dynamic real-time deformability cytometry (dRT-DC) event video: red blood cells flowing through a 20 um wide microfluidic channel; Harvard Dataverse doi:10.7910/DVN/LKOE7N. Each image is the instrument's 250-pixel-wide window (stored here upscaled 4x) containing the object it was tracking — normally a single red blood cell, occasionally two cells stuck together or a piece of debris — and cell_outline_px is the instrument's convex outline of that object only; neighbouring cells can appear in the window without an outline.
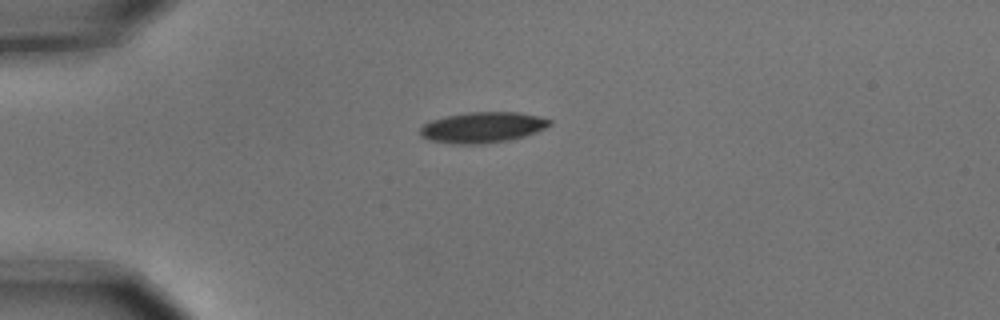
{"species": "common noctule bat (a hibernating species)", "species_latin": "Nyctalus noctula", "temperature_condition": "cold", "stored_images_in_passage": 5, "camera_frame_rate_fps": 3000, "um_per_image_px": 0.085, "animal": {"sex": "male", "body_mass_g": 15.6}, "frame": {"image": 1, "passage_image": 1, "time_ms": 0.0, "image_size_px": [1000, 320], "cell_outline_px": [[552, 124], [536, 132], [524, 136], [508, 140], [484, 144], [452, 144], [428, 140], [420, 136], [420, 128], [424, 124], [432, 120], [444, 116], [468, 112], [520, 112], [552, 120]], "centroid_in_image_um": [40.99, 10.83], "position_along_channel_um": 44.0, "area_um2": 23.29}}
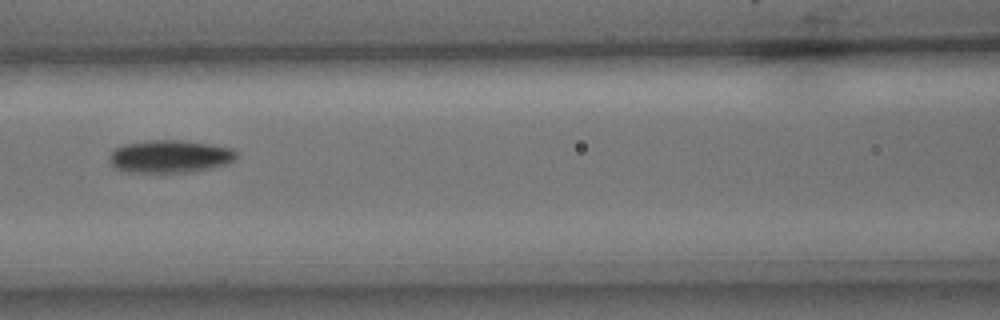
{"frame": {"image": 2, "passage_image": 4, "time_ms": 1.0, "image_size_px": [1000, 320], "cell_outline_px": [[236, 160], [228, 164], [212, 168], [188, 172], [128, 172], [116, 168], [108, 160], [108, 156], [112, 148], [124, 144], [148, 140], [180, 140], [208, 144], [232, 148], [236, 152]], "centroid_in_image_um": [14.41, 13.29], "position_along_channel_um": 152.2, "area_um2": 24.39}}
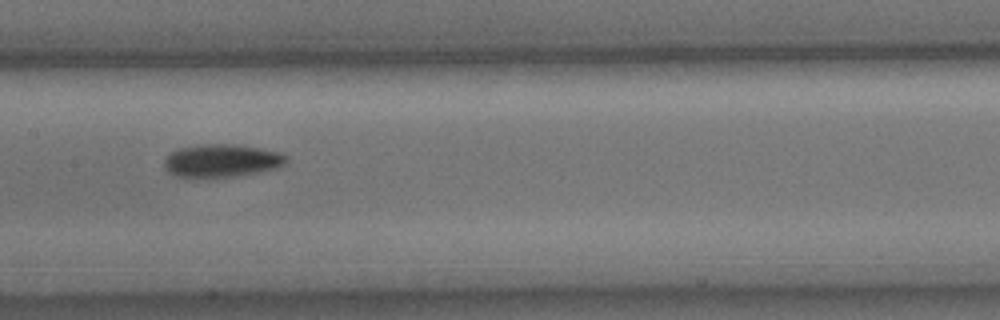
{"frame": {"image": 3, "passage_image": 5, "time_ms": 1.333, "image_size_px": [1000, 320], "cell_outline_px": [[288, 160], [284, 164], [276, 168], [260, 172], [236, 176], [176, 176], [168, 172], [164, 168], [164, 160], [176, 148], [200, 144], [232, 144], [260, 148], [280, 152], [288, 156]], "centroid_in_image_um": [18.86, 13.64], "position_along_channel_um": 188.5, "area_um2": 23.29}}